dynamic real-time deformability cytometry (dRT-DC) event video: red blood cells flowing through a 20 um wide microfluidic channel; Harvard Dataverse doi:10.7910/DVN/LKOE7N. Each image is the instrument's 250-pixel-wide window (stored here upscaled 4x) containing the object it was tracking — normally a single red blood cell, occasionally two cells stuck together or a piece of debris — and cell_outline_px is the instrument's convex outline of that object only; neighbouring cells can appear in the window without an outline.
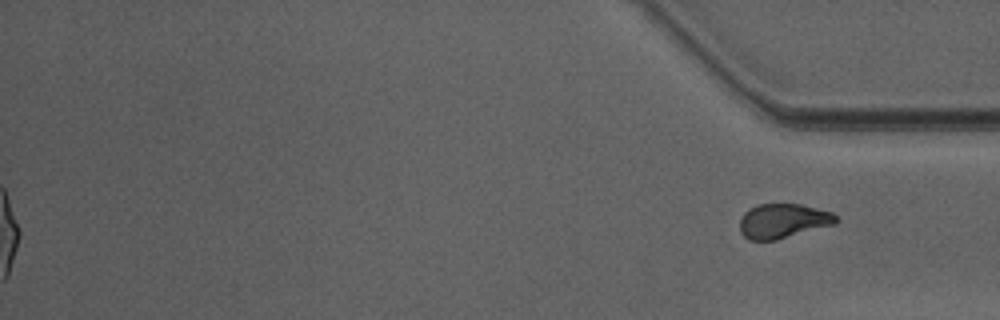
{"species": "Egyptian fruit bat (a non-hibernating species)", "species_latin": "Rousettus aegyptiacus", "temperature_condition": "warm", "stored_images_in_passage": 42, "segment_of_instrument_passage": [2, 2], "camera_frame_rate_fps": 3000, "um_per_image_px": 0.085, "animal": {"sex": "male"}, "frame": {"image": 1, "passage_image": 42, "time_ms": 13.667, "image_size_px": [1000, 320], "cell_outline_px": [[836, 220], [832, 224], [776, 240], [748, 240], [740, 232], [740, 216], [748, 208], [756, 204], [800, 204], [832, 212], [836, 216]], "centroid_in_image_um": [66.47, 18.77], "position_along_channel_um": 368.7, "area_um2": 19.19}}